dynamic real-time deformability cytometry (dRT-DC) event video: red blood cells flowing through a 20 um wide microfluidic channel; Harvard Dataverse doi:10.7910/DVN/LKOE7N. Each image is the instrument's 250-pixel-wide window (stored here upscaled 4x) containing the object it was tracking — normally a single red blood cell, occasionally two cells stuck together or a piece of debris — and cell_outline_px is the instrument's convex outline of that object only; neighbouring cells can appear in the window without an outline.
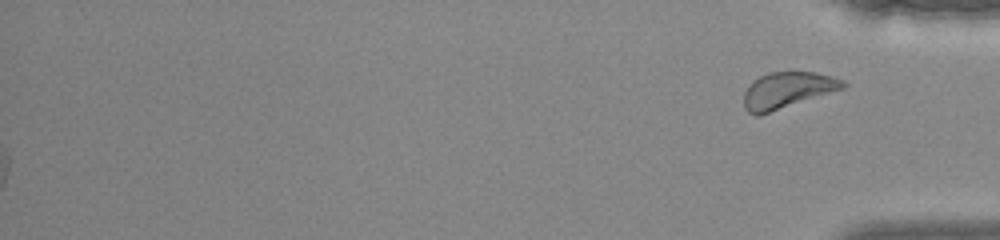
{"species": "common noctule bat (a hibernating species)", "species_latin": "Nyctalus noctula", "temperature_condition": "warm", "stored_images_in_passage": 43, "segment_of_instrument_passage": [2, 2], "camera_frame_rate_fps": 3000, "um_per_image_px": 0.085, "animal": {"sex": "female", "body_mass_g": 22.0, "forearm_length_mm": 56.7}, "frame": {"image": 1, "passage_image": 43, "time_ms": 14.0, "image_size_px": [1000, 240], "cell_outline_px": [[848, 84], [844, 88], [760, 116], [756, 116], [748, 112], [744, 108], [744, 92], [760, 76], [768, 72], [816, 72], [844, 80]], "centroid_in_image_um": [66.93, 7.68], "position_along_channel_um": 368.3, "area_um2": 20.81}}